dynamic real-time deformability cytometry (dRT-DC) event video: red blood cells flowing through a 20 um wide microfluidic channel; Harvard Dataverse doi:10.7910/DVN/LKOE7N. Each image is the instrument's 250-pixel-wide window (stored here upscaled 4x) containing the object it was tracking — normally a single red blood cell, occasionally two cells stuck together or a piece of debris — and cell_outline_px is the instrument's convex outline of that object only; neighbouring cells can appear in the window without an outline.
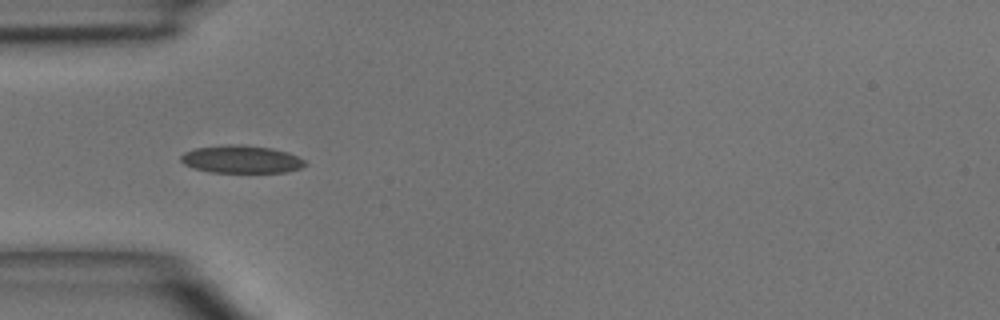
{"species": "common noctule bat (a hibernating species)", "species_latin": "Nyctalus noctula", "temperature_condition": "room temperature", "stored_images_in_passage": 3, "camera_frame_rate_fps": 3000, "um_per_image_px": 0.085, "animal": {"sex": "male", "body_mass_g": 15.6}, "frame": {"image": 1, "passage_image": 1, "time_ms": 0.0, "image_size_px": [1000, 320], "cell_outline_px": [[308, 164], [300, 168], [284, 172], [212, 172], [192, 168], [184, 164], [180, 160], [180, 156], [184, 152], [196, 148], [228, 144], [232, 144], [268, 148], [288, 152], [304, 160]], "centroid_in_image_um": [20.48, 13.54], "position_along_channel_um": 64.5, "area_um2": 19.83}}
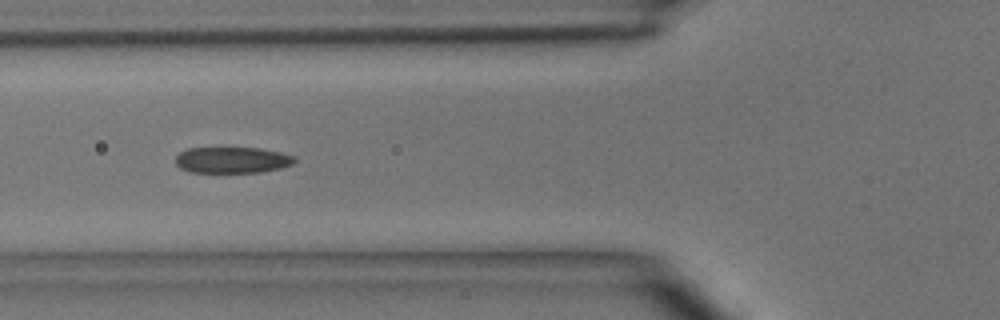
{"frame": {"image": 2, "passage_image": 2, "time_ms": 1.0, "image_size_px": [1000, 320], "cell_outline_px": [[296, 160], [292, 164], [280, 168], [260, 172], [192, 172], [180, 168], [176, 164], [176, 156], [180, 152], [188, 148], [260, 148], [280, 152], [296, 156]], "centroid_in_image_um": [19.75, 13.59], "position_along_channel_um": 106.1, "area_um2": 18.09}}
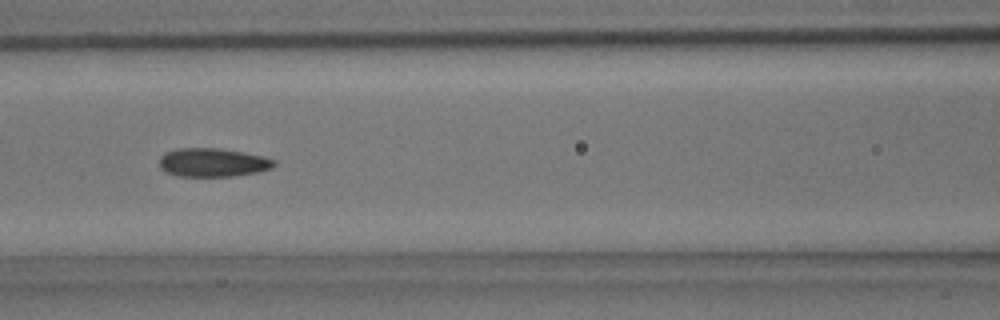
{"frame": {"image": 3, "passage_image": 3, "time_ms": 2.0, "image_size_px": [1000, 320], "cell_outline_px": [[276, 164], [272, 168], [260, 172], [232, 176], [180, 176], [168, 172], [160, 168], [160, 156], [164, 152], [176, 148], [216, 148], [244, 152], [264, 156], [276, 160]], "centroid_in_image_um": [18.12, 13.8], "position_along_channel_um": 148.5, "area_um2": 19.25}}